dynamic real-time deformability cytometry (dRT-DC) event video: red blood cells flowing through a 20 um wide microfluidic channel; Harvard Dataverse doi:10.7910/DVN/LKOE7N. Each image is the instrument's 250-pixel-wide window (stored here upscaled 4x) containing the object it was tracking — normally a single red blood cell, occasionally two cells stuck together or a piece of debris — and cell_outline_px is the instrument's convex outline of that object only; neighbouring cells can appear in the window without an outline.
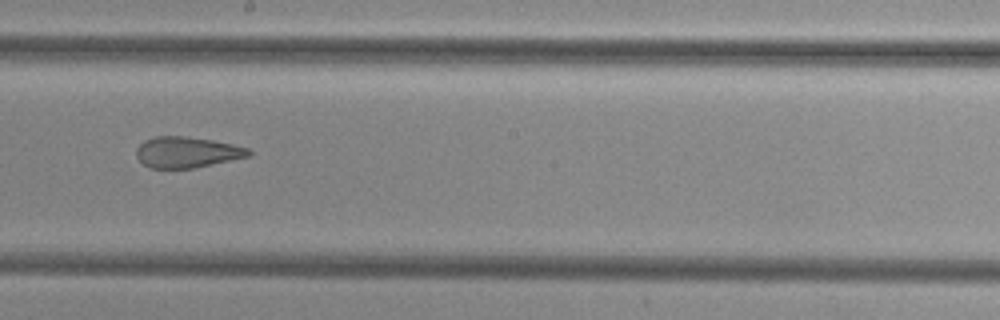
{"species": "common noctule bat (a hibernating species)", "species_latin": "Nyctalus noctula", "temperature_condition": "cold", "stored_images_in_passage": 48, "camera_frame_rate_fps": 3000, "um_per_image_px": 0.085, "animal": {"sex": "female", "body_mass_g": 29.2, "forearm_length_mm": 56.3}, "frame": {"image": 1, "passage_image": 28, "time_ms": 9.0, "image_size_px": [1000, 320], "cell_outline_px": [[252, 156], [192, 168], [152, 168], [144, 164], [136, 156], [136, 148], [144, 140], [156, 136], [184, 136], [212, 140], [232, 144], [248, 148], [252, 152]], "centroid_in_image_um": [15.9, 12.93], "position_along_channel_um": 232.3, "area_um2": 20.17}}